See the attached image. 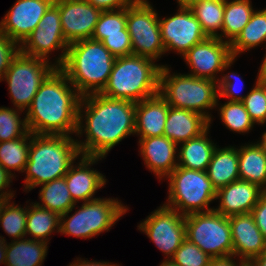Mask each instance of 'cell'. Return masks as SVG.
Listing matches in <instances>:
<instances>
[{"label":"cell","instance_id":"obj_1","mask_svg":"<svg viewBox=\"0 0 266 266\" xmlns=\"http://www.w3.org/2000/svg\"><path fill=\"white\" fill-rule=\"evenodd\" d=\"M135 107L134 102L106 97L100 93L82 96L76 132L79 136L86 132L85 142L76 140L81 155L104 158L116 144L134 135Z\"/></svg>","mask_w":266,"mask_h":266},{"label":"cell","instance_id":"obj_2","mask_svg":"<svg viewBox=\"0 0 266 266\" xmlns=\"http://www.w3.org/2000/svg\"><path fill=\"white\" fill-rule=\"evenodd\" d=\"M70 84L68 77L56 68L40 85L24 116L32 134L71 136L77 132L82 96Z\"/></svg>","mask_w":266,"mask_h":266},{"label":"cell","instance_id":"obj_3","mask_svg":"<svg viewBox=\"0 0 266 266\" xmlns=\"http://www.w3.org/2000/svg\"><path fill=\"white\" fill-rule=\"evenodd\" d=\"M116 57L94 39L69 44L59 69L81 96L100 93L107 84Z\"/></svg>","mask_w":266,"mask_h":266},{"label":"cell","instance_id":"obj_4","mask_svg":"<svg viewBox=\"0 0 266 266\" xmlns=\"http://www.w3.org/2000/svg\"><path fill=\"white\" fill-rule=\"evenodd\" d=\"M81 156L77 142L66 135H36L31 133L25 188L36 186L64 177L71 165Z\"/></svg>","mask_w":266,"mask_h":266},{"label":"cell","instance_id":"obj_5","mask_svg":"<svg viewBox=\"0 0 266 266\" xmlns=\"http://www.w3.org/2000/svg\"><path fill=\"white\" fill-rule=\"evenodd\" d=\"M162 65L144 56L116 57L101 95L138 103L159 93Z\"/></svg>","mask_w":266,"mask_h":266},{"label":"cell","instance_id":"obj_6","mask_svg":"<svg viewBox=\"0 0 266 266\" xmlns=\"http://www.w3.org/2000/svg\"><path fill=\"white\" fill-rule=\"evenodd\" d=\"M170 71L168 66L162 65L159 74V94L166 103L173 108L198 112L211 123V115L206 109H213L219 104L217 82L189 74L171 75Z\"/></svg>","mask_w":266,"mask_h":266},{"label":"cell","instance_id":"obj_7","mask_svg":"<svg viewBox=\"0 0 266 266\" xmlns=\"http://www.w3.org/2000/svg\"><path fill=\"white\" fill-rule=\"evenodd\" d=\"M166 178L169 180V196L165 206L184 216L214 210L209 203L216 200L217 190L207 171L177 166Z\"/></svg>","mask_w":266,"mask_h":266},{"label":"cell","instance_id":"obj_8","mask_svg":"<svg viewBox=\"0 0 266 266\" xmlns=\"http://www.w3.org/2000/svg\"><path fill=\"white\" fill-rule=\"evenodd\" d=\"M73 209L60 215V233L84 239L109 231L128 210L115 198H97L83 202L69 217L68 214Z\"/></svg>","mask_w":266,"mask_h":266},{"label":"cell","instance_id":"obj_9","mask_svg":"<svg viewBox=\"0 0 266 266\" xmlns=\"http://www.w3.org/2000/svg\"><path fill=\"white\" fill-rule=\"evenodd\" d=\"M50 64L49 61L27 56L20 51L11 59L3 80L8 84L16 109H28L40 85L57 68Z\"/></svg>","mask_w":266,"mask_h":266},{"label":"cell","instance_id":"obj_10","mask_svg":"<svg viewBox=\"0 0 266 266\" xmlns=\"http://www.w3.org/2000/svg\"><path fill=\"white\" fill-rule=\"evenodd\" d=\"M186 238L211 258L233 255L229 218L216 212L185 216Z\"/></svg>","mask_w":266,"mask_h":266},{"label":"cell","instance_id":"obj_11","mask_svg":"<svg viewBox=\"0 0 266 266\" xmlns=\"http://www.w3.org/2000/svg\"><path fill=\"white\" fill-rule=\"evenodd\" d=\"M158 18V13L147 0H138L134 5L127 7L126 27L133 55L156 61L165 54Z\"/></svg>","mask_w":266,"mask_h":266},{"label":"cell","instance_id":"obj_12","mask_svg":"<svg viewBox=\"0 0 266 266\" xmlns=\"http://www.w3.org/2000/svg\"><path fill=\"white\" fill-rule=\"evenodd\" d=\"M68 46L63 35L59 8L53 3L38 22L37 28L19 46V51L49 61L48 54L60 49L62 53L54 63L59 68L65 60Z\"/></svg>","mask_w":266,"mask_h":266},{"label":"cell","instance_id":"obj_13","mask_svg":"<svg viewBox=\"0 0 266 266\" xmlns=\"http://www.w3.org/2000/svg\"><path fill=\"white\" fill-rule=\"evenodd\" d=\"M171 259L186 239L185 216L163 204L138 226ZM168 256V257H167Z\"/></svg>","mask_w":266,"mask_h":266},{"label":"cell","instance_id":"obj_14","mask_svg":"<svg viewBox=\"0 0 266 266\" xmlns=\"http://www.w3.org/2000/svg\"><path fill=\"white\" fill-rule=\"evenodd\" d=\"M183 59L189 65L194 77L210 79L218 82V72H223L235 62L232 56L230 43L218 37H207L204 41L195 44L184 55Z\"/></svg>","mask_w":266,"mask_h":266},{"label":"cell","instance_id":"obj_15","mask_svg":"<svg viewBox=\"0 0 266 266\" xmlns=\"http://www.w3.org/2000/svg\"><path fill=\"white\" fill-rule=\"evenodd\" d=\"M177 11L172 17L159 18V26L165 53L176 50L183 56L195 44L204 41L207 35L189 7H179Z\"/></svg>","mask_w":266,"mask_h":266},{"label":"cell","instance_id":"obj_16","mask_svg":"<svg viewBox=\"0 0 266 266\" xmlns=\"http://www.w3.org/2000/svg\"><path fill=\"white\" fill-rule=\"evenodd\" d=\"M55 0H17L0 22V33L18 46L34 31Z\"/></svg>","mask_w":266,"mask_h":266},{"label":"cell","instance_id":"obj_17","mask_svg":"<svg viewBox=\"0 0 266 266\" xmlns=\"http://www.w3.org/2000/svg\"><path fill=\"white\" fill-rule=\"evenodd\" d=\"M54 4L59 8L63 35L68 44L92 37L100 10L86 0H55Z\"/></svg>","mask_w":266,"mask_h":266},{"label":"cell","instance_id":"obj_18","mask_svg":"<svg viewBox=\"0 0 266 266\" xmlns=\"http://www.w3.org/2000/svg\"><path fill=\"white\" fill-rule=\"evenodd\" d=\"M233 255L240 261H252L266 250V239L251 213L230 216Z\"/></svg>","mask_w":266,"mask_h":266},{"label":"cell","instance_id":"obj_19","mask_svg":"<svg viewBox=\"0 0 266 266\" xmlns=\"http://www.w3.org/2000/svg\"><path fill=\"white\" fill-rule=\"evenodd\" d=\"M264 193L256 184L238 179L217 190L216 199L220 204L214 210L226 217L251 213Z\"/></svg>","mask_w":266,"mask_h":266},{"label":"cell","instance_id":"obj_20","mask_svg":"<svg viewBox=\"0 0 266 266\" xmlns=\"http://www.w3.org/2000/svg\"><path fill=\"white\" fill-rule=\"evenodd\" d=\"M78 165H71L69 171L64 176L71 198L75 203L81 201L88 202L93 198L96 191L102 188L106 180L105 176L97 170L90 169L91 165L98 162L102 157L80 156Z\"/></svg>","mask_w":266,"mask_h":266},{"label":"cell","instance_id":"obj_21","mask_svg":"<svg viewBox=\"0 0 266 266\" xmlns=\"http://www.w3.org/2000/svg\"><path fill=\"white\" fill-rule=\"evenodd\" d=\"M139 145L147 168L161 180L177 167L178 159L175 156H178L176 155V151H179L178 145L164 135L139 138Z\"/></svg>","mask_w":266,"mask_h":266},{"label":"cell","instance_id":"obj_22","mask_svg":"<svg viewBox=\"0 0 266 266\" xmlns=\"http://www.w3.org/2000/svg\"><path fill=\"white\" fill-rule=\"evenodd\" d=\"M210 128V121L202 114L169 106L164 136L175 144L186 142L200 136Z\"/></svg>","mask_w":266,"mask_h":266},{"label":"cell","instance_id":"obj_23","mask_svg":"<svg viewBox=\"0 0 266 266\" xmlns=\"http://www.w3.org/2000/svg\"><path fill=\"white\" fill-rule=\"evenodd\" d=\"M169 105L157 93L138 103L135 107V134L139 138L163 136Z\"/></svg>","mask_w":266,"mask_h":266},{"label":"cell","instance_id":"obj_24","mask_svg":"<svg viewBox=\"0 0 266 266\" xmlns=\"http://www.w3.org/2000/svg\"><path fill=\"white\" fill-rule=\"evenodd\" d=\"M238 163V148L236 149L234 146L216 147L207 168L209 180L216 190L240 179Z\"/></svg>","mask_w":266,"mask_h":266},{"label":"cell","instance_id":"obj_25","mask_svg":"<svg viewBox=\"0 0 266 266\" xmlns=\"http://www.w3.org/2000/svg\"><path fill=\"white\" fill-rule=\"evenodd\" d=\"M209 128L200 136L181 143L177 166L199 171H207L216 149V144L208 138Z\"/></svg>","mask_w":266,"mask_h":266},{"label":"cell","instance_id":"obj_26","mask_svg":"<svg viewBox=\"0 0 266 266\" xmlns=\"http://www.w3.org/2000/svg\"><path fill=\"white\" fill-rule=\"evenodd\" d=\"M239 178L256 184L266 192V153L258 143L246 144L238 149Z\"/></svg>","mask_w":266,"mask_h":266},{"label":"cell","instance_id":"obj_27","mask_svg":"<svg viewBox=\"0 0 266 266\" xmlns=\"http://www.w3.org/2000/svg\"><path fill=\"white\" fill-rule=\"evenodd\" d=\"M23 239V240H22ZM49 243L32 239L12 240L5 243L7 266H42Z\"/></svg>","mask_w":266,"mask_h":266},{"label":"cell","instance_id":"obj_28","mask_svg":"<svg viewBox=\"0 0 266 266\" xmlns=\"http://www.w3.org/2000/svg\"><path fill=\"white\" fill-rule=\"evenodd\" d=\"M253 13L250 0H225L223 28L218 38L231 44L248 24Z\"/></svg>","mask_w":266,"mask_h":266},{"label":"cell","instance_id":"obj_29","mask_svg":"<svg viewBox=\"0 0 266 266\" xmlns=\"http://www.w3.org/2000/svg\"><path fill=\"white\" fill-rule=\"evenodd\" d=\"M54 231L60 232L59 214L39 207L36 203L27 207L26 235H31L34 240L48 243V236Z\"/></svg>","mask_w":266,"mask_h":266},{"label":"cell","instance_id":"obj_30","mask_svg":"<svg viewBox=\"0 0 266 266\" xmlns=\"http://www.w3.org/2000/svg\"><path fill=\"white\" fill-rule=\"evenodd\" d=\"M266 41V9L254 11L248 24L230 44L234 58Z\"/></svg>","mask_w":266,"mask_h":266},{"label":"cell","instance_id":"obj_31","mask_svg":"<svg viewBox=\"0 0 266 266\" xmlns=\"http://www.w3.org/2000/svg\"><path fill=\"white\" fill-rule=\"evenodd\" d=\"M39 198L42 204L36 202L39 207L54 211L59 215L67 213L74 208L76 203L71 198L65 177L41 184Z\"/></svg>","mask_w":266,"mask_h":266},{"label":"cell","instance_id":"obj_32","mask_svg":"<svg viewBox=\"0 0 266 266\" xmlns=\"http://www.w3.org/2000/svg\"><path fill=\"white\" fill-rule=\"evenodd\" d=\"M225 0H198L189 8L207 37H218L223 28Z\"/></svg>","mask_w":266,"mask_h":266},{"label":"cell","instance_id":"obj_33","mask_svg":"<svg viewBox=\"0 0 266 266\" xmlns=\"http://www.w3.org/2000/svg\"><path fill=\"white\" fill-rule=\"evenodd\" d=\"M30 140L31 132L29 131L21 138L0 142V165L13 176L11 170L23 173L26 168Z\"/></svg>","mask_w":266,"mask_h":266},{"label":"cell","instance_id":"obj_34","mask_svg":"<svg viewBox=\"0 0 266 266\" xmlns=\"http://www.w3.org/2000/svg\"><path fill=\"white\" fill-rule=\"evenodd\" d=\"M11 199L5 201L0 213V225L5 233L18 240L26 237L27 208L10 203Z\"/></svg>","mask_w":266,"mask_h":266},{"label":"cell","instance_id":"obj_35","mask_svg":"<svg viewBox=\"0 0 266 266\" xmlns=\"http://www.w3.org/2000/svg\"><path fill=\"white\" fill-rule=\"evenodd\" d=\"M219 108L220 118L230 131L248 133L255 124L242 102L227 101Z\"/></svg>","mask_w":266,"mask_h":266},{"label":"cell","instance_id":"obj_36","mask_svg":"<svg viewBox=\"0 0 266 266\" xmlns=\"http://www.w3.org/2000/svg\"><path fill=\"white\" fill-rule=\"evenodd\" d=\"M126 25L127 8L101 12L91 39L102 41L106 35L122 34Z\"/></svg>","mask_w":266,"mask_h":266},{"label":"cell","instance_id":"obj_37","mask_svg":"<svg viewBox=\"0 0 266 266\" xmlns=\"http://www.w3.org/2000/svg\"><path fill=\"white\" fill-rule=\"evenodd\" d=\"M19 109L0 107V142L25 136L29 130L26 118L19 117Z\"/></svg>","mask_w":266,"mask_h":266},{"label":"cell","instance_id":"obj_38","mask_svg":"<svg viewBox=\"0 0 266 266\" xmlns=\"http://www.w3.org/2000/svg\"><path fill=\"white\" fill-rule=\"evenodd\" d=\"M171 260L177 266H209L211 257L186 238Z\"/></svg>","mask_w":266,"mask_h":266},{"label":"cell","instance_id":"obj_39","mask_svg":"<svg viewBox=\"0 0 266 266\" xmlns=\"http://www.w3.org/2000/svg\"><path fill=\"white\" fill-rule=\"evenodd\" d=\"M246 111L254 123H266V97L263 88L256 82L254 88L245 95L242 101Z\"/></svg>","mask_w":266,"mask_h":266},{"label":"cell","instance_id":"obj_40","mask_svg":"<svg viewBox=\"0 0 266 266\" xmlns=\"http://www.w3.org/2000/svg\"><path fill=\"white\" fill-rule=\"evenodd\" d=\"M101 42L115 57L133 55L128 30H122V34L106 35Z\"/></svg>","mask_w":266,"mask_h":266},{"label":"cell","instance_id":"obj_41","mask_svg":"<svg viewBox=\"0 0 266 266\" xmlns=\"http://www.w3.org/2000/svg\"><path fill=\"white\" fill-rule=\"evenodd\" d=\"M221 78L217 82L219 97H227L229 98V101L242 102L245 96H241V95L238 96V93L241 92L238 87L239 85L238 82L241 83V77H239L237 73L235 74L232 72L231 74L229 73L226 75L223 74V77Z\"/></svg>","mask_w":266,"mask_h":266},{"label":"cell","instance_id":"obj_42","mask_svg":"<svg viewBox=\"0 0 266 266\" xmlns=\"http://www.w3.org/2000/svg\"><path fill=\"white\" fill-rule=\"evenodd\" d=\"M19 52V46L4 34L0 33V81L3 80L11 59Z\"/></svg>","mask_w":266,"mask_h":266},{"label":"cell","instance_id":"obj_43","mask_svg":"<svg viewBox=\"0 0 266 266\" xmlns=\"http://www.w3.org/2000/svg\"><path fill=\"white\" fill-rule=\"evenodd\" d=\"M101 12L113 11L134 5L138 0H86Z\"/></svg>","mask_w":266,"mask_h":266},{"label":"cell","instance_id":"obj_44","mask_svg":"<svg viewBox=\"0 0 266 266\" xmlns=\"http://www.w3.org/2000/svg\"><path fill=\"white\" fill-rule=\"evenodd\" d=\"M251 214L253 215L255 224L266 239V192L253 207Z\"/></svg>","mask_w":266,"mask_h":266},{"label":"cell","instance_id":"obj_45","mask_svg":"<svg viewBox=\"0 0 266 266\" xmlns=\"http://www.w3.org/2000/svg\"><path fill=\"white\" fill-rule=\"evenodd\" d=\"M12 178H14V176L0 165V199L8 200L13 198L14 192H12L11 189L10 191L7 189L12 182ZM5 189H7V191Z\"/></svg>","mask_w":266,"mask_h":266},{"label":"cell","instance_id":"obj_46","mask_svg":"<svg viewBox=\"0 0 266 266\" xmlns=\"http://www.w3.org/2000/svg\"><path fill=\"white\" fill-rule=\"evenodd\" d=\"M235 256L230 255V256H225V257H216V258H211L209 266H239L240 261L237 264L233 259Z\"/></svg>","mask_w":266,"mask_h":266},{"label":"cell","instance_id":"obj_47","mask_svg":"<svg viewBox=\"0 0 266 266\" xmlns=\"http://www.w3.org/2000/svg\"><path fill=\"white\" fill-rule=\"evenodd\" d=\"M69 266H119L118 264H112L111 262H97V261H89V260H80L77 258V260L73 261Z\"/></svg>","mask_w":266,"mask_h":266},{"label":"cell","instance_id":"obj_48","mask_svg":"<svg viewBox=\"0 0 266 266\" xmlns=\"http://www.w3.org/2000/svg\"><path fill=\"white\" fill-rule=\"evenodd\" d=\"M258 76L256 81H266V54L264 56V59L262 61V64L260 65Z\"/></svg>","mask_w":266,"mask_h":266},{"label":"cell","instance_id":"obj_49","mask_svg":"<svg viewBox=\"0 0 266 266\" xmlns=\"http://www.w3.org/2000/svg\"><path fill=\"white\" fill-rule=\"evenodd\" d=\"M5 242L4 237L0 236V263L5 265L6 262V250H5Z\"/></svg>","mask_w":266,"mask_h":266},{"label":"cell","instance_id":"obj_50","mask_svg":"<svg viewBox=\"0 0 266 266\" xmlns=\"http://www.w3.org/2000/svg\"><path fill=\"white\" fill-rule=\"evenodd\" d=\"M255 266H266V250L258 257L252 260Z\"/></svg>","mask_w":266,"mask_h":266},{"label":"cell","instance_id":"obj_51","mask_svg":"<svg viewBox=\"0 0 266 266\" xmlns=\"http://www.w3.org/2000/svg\"><path fill=\"white\" fill-rule=\"evenodd\" d=\"M179 7H190L193 3L198 0H177Z\"/></svg>","mask_w":266,"mask_h":266},{"label":"cell","instance_id":"obj_52","mask_svg":"<svg viewBox=\"0 0 266 266\" xmlns=\"http://www.w3.org/2000/svg\"><path fill=\"white\" fill-rule=\"evenodd\" d=\"M257 143L266 153V132L263 133L260 142L258 141Z\"/></svg>","mask_w":266,"mask_h":266},{"label":"cell","instance_id":"obj_53","mask_svg":"<svg viewBox=\"0 0 266 266\" xmlns=\"http://www.w3.org/2000/svg\"><path fill=\"white\" fill-rule=\"evenodd\" d=\"M159 266H177L171 259H165Z\"/></svg>","mask_w":266,"mask_h":266},{"label":"cell","instance_id":"obj_54","mask_svg":"<svg viewBox=\"0 0 266 266\" xmlns=\"http://www.w3.org/2000/svg\"><path fill=\"white\" fill-rule=\"evenodd\" d=\"M239 266H255V264L252 261H240Z\"/></svg>","mask_w":266,"mask_h":266},{"label":"cell","instance_id":"obj_55","mask_svg":"<svg viewBox=\"0 0 266 266\" xmlns=\"http://www.w3.org/2000/svg\"><path fill=\"white\" fill-rule=\"evenodd\" d=\"M264 90V95L266 97V81H256Z\"/></svg>","mask_w":266,"mask_h":266},{"label":"cell","instance_id":"obj_56","mask_svg":"<svg viewBox=\"0 0 266 266\" xmlns=\"http://www.w3.org/2000/svg\"><path fill=\"white\" fill-rule=\"evenodd\" d=\"M5 201H6L5 199H0V213H1V210H2V207L5 203Z\"/></svg>","mask_w":266,"mask_h":266}]
</instances>
